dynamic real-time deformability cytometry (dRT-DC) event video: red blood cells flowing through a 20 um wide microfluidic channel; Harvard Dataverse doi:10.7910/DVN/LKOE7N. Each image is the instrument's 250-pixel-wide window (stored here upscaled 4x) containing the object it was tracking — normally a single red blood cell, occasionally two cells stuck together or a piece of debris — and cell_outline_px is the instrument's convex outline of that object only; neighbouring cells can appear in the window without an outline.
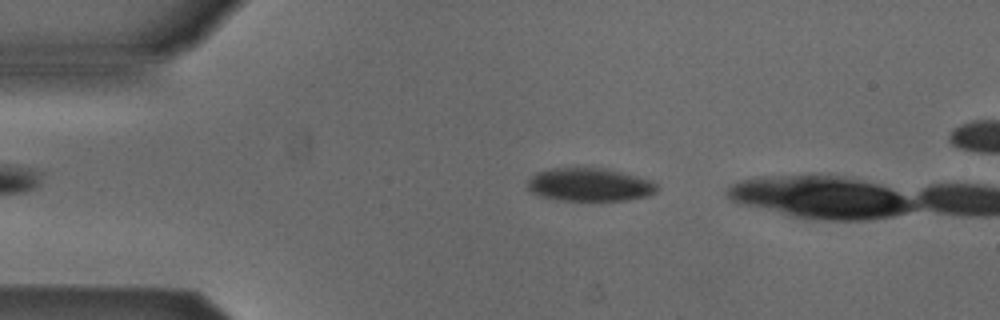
{"species": "Egyptian fruit bat (a non-hibernating species)", "species_latin": "Rousettus aegyptiacus", "temperature_condition": "cold", "stored_images_in_passage": 7, "camera_frame_rate_fps": 3000, "um_per_image_px": 0.085, "animal": {"sex": "male"}, "frame": {"image": 1, "passage_image": 5, "time_ms": 1.333, "image_size_px": [1000, 320], "cell_outline_px": [[660, 188], [656, 192], [648, 196], [624, 200], [560, 200], [540, 196], [532, 192], [528, 188], [528, 180], [536, 172], [552, 168], [600, 168], [620, 172], [648, 180], [656, 184]], "centroid_in_image_um": [50.09, 15.7], "position_along_channel_um": 34.9, "area_um2": 24.68}}